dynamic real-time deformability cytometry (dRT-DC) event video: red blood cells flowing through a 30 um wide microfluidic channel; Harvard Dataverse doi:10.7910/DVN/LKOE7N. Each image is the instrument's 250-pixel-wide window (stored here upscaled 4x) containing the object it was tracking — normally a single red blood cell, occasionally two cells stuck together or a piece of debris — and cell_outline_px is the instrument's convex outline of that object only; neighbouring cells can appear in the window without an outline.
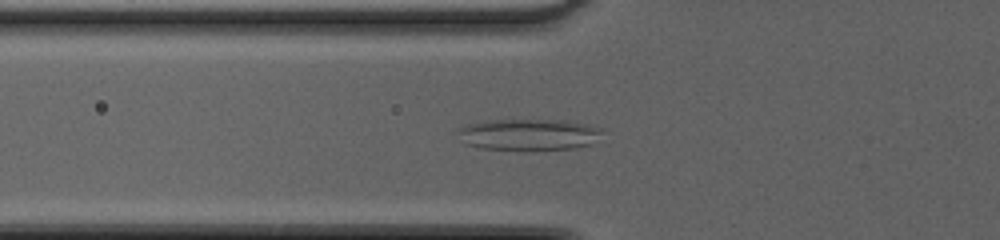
{"species": "common noctule bat (a hibernating species)", "species_latin": "Nyctalus noctula", "temperature_condition": "cold", "stored_images_in_passage": 49, "camera_frame_rate_fps": 3000, "um_per_image_px": 0.085, "animal": {"sex": "female", "body_mass_g": 20.0, "forearm_length_mm": 54.0}, "frame": {"image": 1, "passage_image": 19, "time_ms": 6.0, "image_size_px": [1000, 240], "cell_outline_px": [[600, 132], [592, 144], [576, 148], [532, 152], [528, 152], [480, 148], [464, 144], [452, 132], [456, 128], [464, 124], [488, 120], [564, 120], [588, 124], [600, 128]], "centroid_in_image_um": [44.8, 11.47], "position_along_channel_um": 81.0, "area_um2": 27.63}}
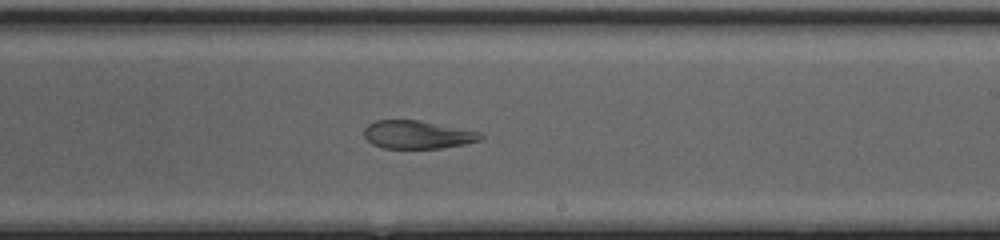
{"frame": {"image": 2, "passage_image": 31, "time_ms": 10.0, "image_size_px": [1000, 240], "cell_outline_px": [[484, 136], [480, 140], [464, 144], [440, 148], [384, 148], [372, 144], [364, 136], [364, 128], [368, 124], [376, 120], [420, 120], [480, 132]], "centroid_in_image_um": [35.47, 11.44], "position_along_channel_um": 253.5, "area_um2": 19.02}}
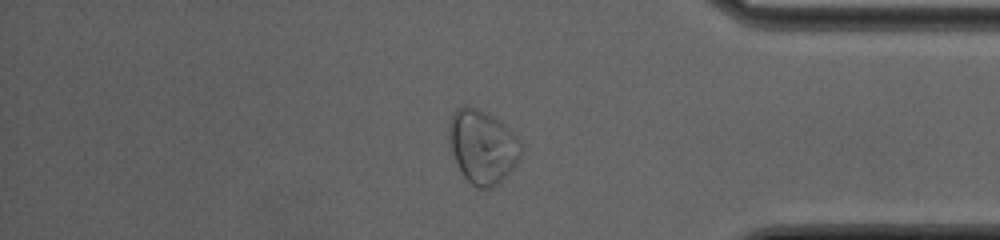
{"frame": {"image": 3, "passage_image": 42, "time_ms": 13.667, "image_size_px": [1000, 240], "cell_outline_px": [[520, 156], [516, 164], [492, 188], [476, 188], [460, 172], [456, 164], [448, 140], [448, 124], [456, 108], [460, 104], [468, 104], [492, 116], [504, 124], [520, 140]], "centroid_in_image_um": [40.96, 12.43], "position_along_channel_um": 394.2, "area_um2": 30.81}, "authors_computed_cell_mechanics": {"area_um2": 29.5936, "velocity_mm_per_s": 4.2832, "shape_relaxation_time_tau1_ms": null, "shape_relaxation_time_tau2_ms": 0.812, "deformation_change_tau1": null, "deformation_change_tau2": 0.0638}}